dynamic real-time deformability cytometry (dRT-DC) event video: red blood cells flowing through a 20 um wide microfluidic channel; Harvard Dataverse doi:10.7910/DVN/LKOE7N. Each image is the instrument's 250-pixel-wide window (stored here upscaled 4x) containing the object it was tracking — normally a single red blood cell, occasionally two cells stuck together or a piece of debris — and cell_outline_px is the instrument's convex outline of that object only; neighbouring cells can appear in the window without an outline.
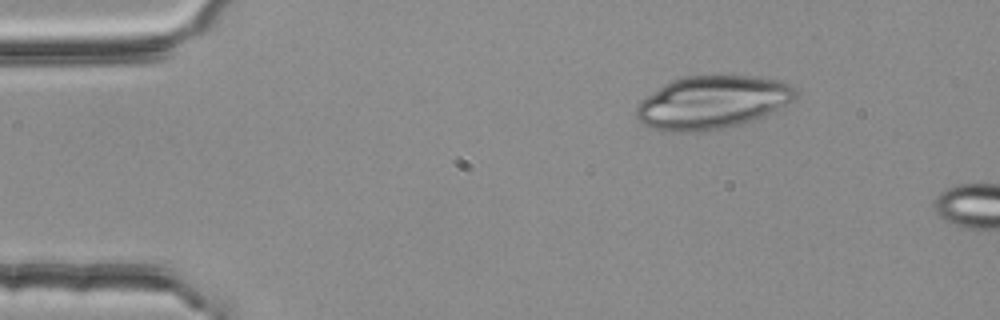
{"species": "common noctule bat (a hibernating species)", "species_latin": "Nyctalus noctula", "temperature_condition": "room temperature", "stored_images_in_passage": 3, "camera_frame_rate_fps": 3000, "um_per_image_px": 0.085, "animal": {"sex": "female", "body_mass_g": 25.1}, "frame": {"image": 1, "passage_image": 1, "time_ms": 0.0, "image_size_px": [1000, 320], "cell_outline_px": [[796, 96], [792, 100], [764, 116], [740, 124], [724, 128], [696, 132], [664, 132], [648, 128], [636, 116], [636, 104], [664, 84], [672, 80], [684, 76], [712, 72], [756, 76], [784, 80], [792, 84], [796, 88]], "centroid_in_image_um": [60.54, 8.65], "position_along_channel_um": 24.5, "area_um2": 50.46}}